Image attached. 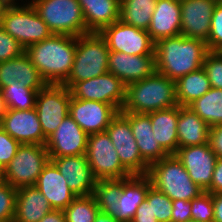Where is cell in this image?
<instances>
[{
  "instance_id": "6da1fadb",
  "label": "cell",
  "mask_w": 222,
  "mask_h": 222,
  "mask_svg": "<svg viewBox=\"0 0 222 222\" xmlns=\"http://www.w3.org/2000/svg\"><path fill=\"white\" fill-rule=\"evenodd\" d=\"M207 52L206 42L198 38L180 34L159 39L154 48L156 71L176 81L202 68Z\"/></svg>"
},
{
  "instance_id": "7a4b0ae2",
  "label": "cell",
  "mask_w": 222,
  "mask_h": 222,
  "mask_svg": "<svg viewBox=\"0 0 222 222\" xmlns=\"http://www.w3.org/2000/svg\"><path fill=\"white\" fill-rule=\"evenodd\" d=\"M75 51L76 37L61 34H52L25 49L47 84H62L68 78Z\"/></svg>"
},
{
  "instance_id": "3957f363",
  "label": "cell",
  "mask_w": 222,
  "mask_h": 222,
  "mask_svg": "<svg viewBox=\"0 0 222 222\" xmlns=\"http://www.w3.org/2000/svg\"><path fill=\"white\" fill-rule=\"evenodd\" d=\"M177 105L175 81L155 71L126 86V99L120 112L147 114Z\"/></svg>"
},
{
  "instance_id": "277c9868",
  "label": "cell",
  "mask_w": 222,
  "mask_h": 222,
  "mask_svg": "<svg viewBox=\"0 0 222 222\" xmlns=\"http://www.w3.org/2000/svg\"><path fill=\"white\" fill-rule=\"evenodd\" d=\"M109 48L97 32L76 37L75 58L68 75L62 83L70 88L75 82L102 76L108 72Z\"/></svg>"
},
{
  "instance_id": "5b68a950",
  "label": "cell",
  "mask_w": 222,
  "mask_h": 222,
  "mask_svg": "<svg viewBox=\"0 0 222 222\" xmlns=\"http://www.w3.org/2000/svg\"><path fill=\"white\" fill-rule=\"evenodd\" d=\"M146 176L154 188L167 195L172 201L177 199L191 201L203 193L189 177L175 154H170L149 165Z\"/></svg>"
},
{
  "instance_id": "8992f818",
  "label": "cell",
  "mask_w": 222,
  "mask_h": 222,
  "mask_svg": "<svg viewBox=\"0 0 222 222\" xmlns=\"http://www.w3.org/2000/svg\"><path fill=\"white\" fill-rule=\"evenodd\" d=\"M32 6L53 34L81 36L86 22L78 0H33Z\"/></svg>"
},
{
  "instance_id": "52a82bcc",
  "label": "cell",
  "mask_w": 222,
  "mask_h": 222,
  "mask_svg": "<svg viewBox=\"0 0 222 222\" xmlns=\"http://www.w3.org/2000/svg\"><path fill=\"white\" fill-rule=\"evenodd\" d=\"M0 26L16 39L24 49L53 34L29 2L24 6L17 3L11 4L2 17Z\"/></svg>"
},
{
  "instance_id": "ba28073f",
  "label": "cell",
  "mask_w": 222,
  "mask_h": 222,
  "mask_svg": "<svg viewBox=\"0 0 222 222\" xmlns=\"http://www.w3.org/2000/svg\"><path fill=\"white\" fill-rule=\"evenodd\" d=\"M49 160L45 145L21 144L15 157L4 169V181L16 189L34 186Z\"/></svg>"
},
{
  "instance_id": "9c48e42d",
  "label": "cell",
  "mask_w": 222,
  "mask_h": 222,
  "mask_svg": "<svg viewBox=\"0 0 222 222\" xmlns=\"http://www.w3.org/2000/svg\"><path fill=\"white\" fill-rule=\"evenodd\" d=\"M86 157L98 181L133 176L122 165L107 131L93 133L88 136Z\"/></svg>"
},
{
  "instance_id": "30bf717a",
  "label": "cell",
  "mask_w": 222,
  "mask_h": 222,
  "mask_svg": "<svg viewBox=\"0 0 222 222\" xmlns=\"http://www.w3.org/2000/svg\"><path fill=\"white\" fill-rule=\"evenodd\" d=\"M70 100V90L63 84H47L38 91L35 108L46 138L69 115Z\"/></svg>"
},
{
  "instance_id": "8fae6325",
  "label": "cell",
  "mask_w": 222,
  "mask_h": 222,
  "mask_svg": "<svg viewBox=\"0 0 222 222\" xmlns=\"http://www.w3.org/2000/svg\"><path fill=\"white\" fill-rule=\"evenodd\" d=\"M99 33L105 39L109 51L124 52L129 55H155V42L147 30L118 20Z\"/></svg>"
},
{
  "instance_id": "7c38bea8",
  "label": "cell",
  "mask_w": 222,
  "mask_h": 222,
  "mask_svg": "<svg viewBox=\"0 0 222 222\" xmlns=\"http://www.w3.org/2000/svg\"><path fill=\"white\" fill-rule=\"evenodd\" d=\"M69 90L71 96L76 99L107 103L113 105L119 112L126 99V85L109 72L102 76L75 82Z\"/></svg>"
},
{
  "instance_id": "4fadbf2b",
  "label": "cell",
  "mask_w": 222,
  "mask_h": 222,
  "mask_svg": "<svg viewBox=\"0 0 222 222\" xmlns=\"http://www.w3.org/2000/svg\"><path fill=\"white\" fill-rule=\"evenodd\" d=\"M122 165L132 175H146L149 164L141 157L129 121L120 113L106 129Z\"/></svg>"
},
{
  "instance_id": "5bb4252c",
  "label": "cell",
  "mask_w": 222,
  "mask_h": 222,
  "mask_svg": "<svg viewBox=\"0 0 222 222\" xmlns=\"http://www.w3.org/2000/svg\"><path fill=\"white\" fill-rule=\"evenodd\" d=\"M189 177L203 192L211 193V182L217 161V156L209 144L178 148L175 153Z\"/></svg>"
},
{
  "instance_id": "9a60e30c",
  "label": "cell",
  "mask_w": 222,
  "mask_h": 222,
  "mask_svg": "<svg viewBox=\"0 0 222 222\" xmlns=\"http://www.w3.org/2000/svg\"><path fill=\"white\" fill-rule=\"evenodd\" d=\"M118 112L113 105L71 96L69 115L88 135L106 131Z\"/></svg>"
},
{
  "instance_id": "2e32d148",
  "label": "cell",
  "mask_w": 222,
  "mask_h": 222,
  "mask_svg": "<svg viewBox=\"0 0 222 222\" xmlns=\"http://www.w3.org/2000/svg\"><path fill=\"white\" fill-rule=\"evenodd\" d=\"M88 134L67 115L58 128L47 138L49 158L86 155Z\"/></svg>"
},
{
  "instance_id": "e0dca14e",
  "label": "cell",
  "mask_w": 222,
  "mask_h": 222,
  "mask_svg": "<svg viewBox=\"0 0 222 222\" xmlns=\"http://www.w3.org/2000/svg\"><path fill=\"white\" fill-rule=\"evenodd\" d=\"M0 127L20 144L46 145L47 138L42 131L36 108L7 109Z\"/></svg>"
},
{
  "instance_id": "ac0fdd59",
  "label": "cell",
  "mask_w": 222,
  "mask_h": 222,
  "mask_svg": "<svg viewBox=\"0 0 222 222\" xmlns=\"http://www.w3.org/2000/svg\"><path fill=\"white\" fill-rule=\"evenodd\" d=\"M219 0H180L181 34L187 38L208 40L211 17Z\"/></svg>"
},
{
  "instance_id": "d6986e66",
  "label": "cell",
  "mask_w": 222,
  "mask_h": 222,
  "mask_svg": "<svg viewBox=\"0 0 222 222\" xmlns=\"http://www.w3.org/2000/svg\"><path fill=\"white\" fill-rule=\"evenodd\" d=\"M66 179L68 187L76 196L92 195L97 178L88 163L86 155L50 158Z\"/></svg>"
},
{
  "instance_id": "ffe728a7",
  "label": "cell",
  "mask_w": 222,
  "mask_h": 222,
  "mask_svg": "<svg viewBox=\"0 0 222 222\" xmlns=\"http://www.w3.org/2000/svg\"><path fill=\"white\" fill-rule=\"evenodd\" d=\"M155 71V55H129L110 51L108 72L121 79L126 86L147 78Z\"/></svg>"
},
{
  "instance_id": "44dd1931",
  "label": "cell",
  "mask_w": 222,
  "mask_h": 222,
  "mask_svg": "<svg viewBox=\"0 0 222 222\" xmlns=\"http://www.w3.org/2000/svg\"><path fill=\"white\" fill-rule=\"evenodd\" d=\"M34 186L55 210H64L77 197L51 160L44 166Z\"/></svg>"
},
{
  "instance_id": "7402d4cb",
  "label": "cell",
  "mask_w": 222,
  "mask_h": 222,
  "mask_svg": "<svg viewBox=\"0 0 222 222\" xmlns=\"http://www.w3.org/2000/svg\"><path fill=\"white\" fill-rule=\"evenodd\" d=\"M120 113L129 121L141 157L149 165L169 155L156 141L148 114L133 112Z\"/></svg>"
},
{
  "instance_id": "603a6c76",
  "label": "cell",
  "mask_w": 222,
  "mask_h": 222,
  "mask_svg": "<svg viewBox=\"0 0 222 222\" xmlns=\"http://www.w3.org/2000/svg\"><path fill=\"white\" fill-rule=\"evenodd\" d=\"M147 32L154 42L162 38L180 35V0H157Z\"/></svg>"
},
{
  "instance_id": "cb8c5ba5",
  "label": "cell",
  "mask_w": 222,
  "mask_h": 222,
  "mask_svg": "<svg viewBox=\"0 0 222 222\" xmlns=\"http://www.w3.org/2000/svg\"><path fill=\"white\" fill-rule=\"evenodd\" d=\"M150 186L146 175L122 178V192L113 214L122 222H131L138 206L146 199Z\"/></svg>"
},
{
  "instance_id": "d4e9b609",
  "label": "cell",
  "mask_w": 222,
  "mask_h": 222,
  "mask_svg": "<svg viewBox=\"0 0 222 222\" xmlns=\"http://www.w3.org/2000/svg\"><path fill=\"white\" fill-rule=\"evenodd\" d=\"M86 22V34L99 33L120 20V0H78Z\"/></svg>"
},
{
  "instance_id": "484cf974",
  "label": "cell",
  "mask_w": 222,
  "mask_h": 222,
  "mask_svg": "<svg viewBox=\"0 0 222 222\" xmlns=\"http://www.w3.org/2000/svg\"><path fill=\"white\" fill-rule=\"evenodd\" d=\"M53 208L35 187L17 189V200L13 222H39Z\"/></svg>"
},
{
  "instance_id": "4316f807",
  "label": "cell",
  "mask_w": 222,
  "mask_h": 222,
  "mask_svg": "<svg viewBox=\"0 0 222 222\" xmlns=\"http://www.w3.org/2000/svg\"><path fill=\"white\" fill-rule=\"evenodd\" d=\"M209 126L189 107L178 105V148L208 143Z\"/></svg>"
},
{
  "instance_id": "83f0119b",
  "label": "cell",
  "mask_w": 222,
  "mask_h": 222,
  "mask_svg": "<svg viewBox=\"0 0 222 222\" xmlns=\"http://www.w3.org/2000/svg\"><path fill=\"white\" fill-rule=\"evenodd\" d=\"M158 144L170 155L178 150L177 121L178 105L172 108L147 113Z\"/></svg>"
},
{
  "instance_id": "f1b7e54d",
  "label": "cell",
  "mask_w": 222,
  "mask_h": 222,
  "mask_svg": "<svg viewBox=\"0 0 222 222\" xmlns=\"http://www.w3.org/2000/svg\"><path fill=\"white\" fill-rule=\"evenodd\" d=\"M175 88L178 105L188 107L203 96L211 86L205 70L200 68L177 79Z\"/></svg>"
},
{
  "instance_id": "f546056e",
  "label": "cell",
  "mask_w": 222,
  "mask_h": 222,
  "mask_svg": "<svg viewBox=\"0 0 222 222\" xmlns=\"http://www.w3.org/2000/svg\"><path fill=\"white\" fill-rule=\"evenodd\" d=\"M157 0H120V20L147 30L150 26Z\"/></svg>"
},
{
  "instance_id": "4dcf8cb0",
  "label": "cell",
  "mask_w": 222,
  "mask_h": 222,
  "mask_svg": "<svg viewBox=\"0 0 222 222\" xmlns=\"http://www.w3.org/2000/svg\"><path fill=\"white\" fill-rule=\"evenodd\" d=\"M188 107L209 127L222 124V89L211 87Z\"/></svg>"
},
{
  "instance_id": "1f68e13d",
  "label": "cell",
  "mask_w": 222,
  "mask_h": 222,
  "mask_svg": "<svg viewBox=\"0 0 222 222\" xmlns=\"http://www.w3.org/2000/svg\"><path fill=\"white\" fill-rule=\"evenodd\" d=\"M122 192V179L99 180L92 196L101 212L113 213Z\"/></svg>"
},
{
  "instance_id": "d6a6232c",
  "label": "cell",
  "mask_w": 222,
  "mask_h": 222,
  "mask_svg": "<svg viewBox=\"0 0 222 222\" xmlns=\"http://www.w3.org/2000/svg\"><path fill=\"white\" fill-rule=\"evenodd\" d=\"M7 109L30 110L35 108L38 91L13 82L1 89Z\"/></svg>"
},
{
  "instance_id": "836d02e7",
  "label": "cell",
  "mask_w": 222,
  "mask_h": 222,
  "mask_svg": "<svg viewBox=\"0 0 222 222\" xmlns=\"http://www.w3.org/2000/svg\"><path fill=\"white\" fill-rule=\"evenodd\" d=\"M99 211L92 195L77 196L63 210L66 222H94Z\"/></svg>"
},
{
  "instance_id": "e575fe53",
  "label": "cell",
  "mask_w": 222,
  "mask_h": 222,
  "mask_svg": "<svg viewBox=\"0 0 222 222\" xmlns=\"http://www.w3.org/2000/svg\"><path fill=\"white\" fill-rule=\"evenodd\" d=\"M16 80L23 86L36 91L47 85L26 52L16 57Z\"/></svg>"
},
{
  "instance_id": "d590c367",
  "label": "cell",
  "mask_w": 222,
  "mask_h": 222,
  "mask_svg": "<svg viewBox=\"0 0 222 222\" xmlns=\"http://www.w3.org/2000/svg\"><path fill=\"white\" fill-rule=\"evenodd\" d=\"M146 200L151 204V212L158 222H171L172 200L152 185L148 189Z\"/></svg>"
},
{
  "instance_id": "8d00e7d4",
  "label": "cell",
  "mask_w": 222,
  "mask_h": 222,
  "mask_svg": "<svg viewBox=\"0 0 222 222\" xmlns=\"http://www.w3.org/2000/svg\"><path fill=\"white\" fill-rule=\"evenodd\" d=\"M17 189L6 181L0 182V222H13Z\"/></svg>"
},
{
  "instance_id": "74e56055",
  "label": "cell",
  "mask_w": 222,
  "mask_h": 222,
  "mask_svg": "<svg viewBox=\"0 0 222 222\" xmlns=\"http://www.w3.org/2000/svg\"><path fill=\"white\" fill-rule=\"evenodd\" d=\"M202 68L209 78L210 86L222 89V51H208Z\"/></svg>"
},
{
  "instance_id": "f35d334b",
  "label": "cell",
  "mask_w": 222,
  "mask_h": 222,
  "mask_svg": "<svg viewBox=\"0 0 222 222\" xmlns=\"http://www.w3.org/2000/svg\"><path fill=\"white\" fill-rule=\"evenodd\" d=\"M191 215L192 219L200 222H213V194L203 192L197 198L191 200Z\"/></svg>"
},
{
  "instance_id": "ab89813d",
  "label": "cell",
  "mask_w": 222,
  "mask_h": 222,
  "mask_svg": "<svg viewBox=\"0 0 222 222\" xmlns=\"http://www.w3.org/2000/svg\"><path fill=\"white\" fill-rule=\"evenodd\" d=\"M206 45L208 51H222V0L218 1L214 8Z\"/></svg>"
},
{
  "instance_id": "60d3db41",
  "label": "cell",
  "mask_w": 222,
  "mask_h": 222,
  "mask_svg": "<svg viewBox=\"0 0 222 222\" xmlns=\"http://www.w3.org/2000/svg\"><path fill=\"white\" fill-rule=\"evenodd\" d=\"M24 47L0 26V62L18 57Z\"/></svg>"
},
{
  "instance_id": "b9f144b4",
  "label": "cell",
  "mask_w": 222,
  "mask_h": 222,
  "mask_svg": "<svg viewBox=\"0 0 222 222\" xmlns=\"http://www.w3.org/2000/svg\"><path fill=\"white\" fill-rule=\"evenodd\" d=\"M21 144L0 127V166L4 170Z\"/></svg>"
},
{
  "instance_id": "7bdbcfd3",
  "label": "cell",
  "mask_w": 222,
  "mask_h": 222,
  "mask_svg": "<svg viewBox=\"0 0 222 222\" xmlns=\"http://www.w3.org/2000/svg\"><path fill=\"white\" fill-rule=\"evenodd\" d=\"M172 206L171 222H185L192 219L191 201L173 200Z\"/></svg>"
},
{
  "instance_id": "ee69618b",
  "label": "cell",
  "mask_w": 222,
  "mask_h": 222,
  "mask_svg": "<svg viewBox=\"0 0 222 222\" xmlns=\"http://www.w3.org/2000/svg\"><path fill=\"white\" fill-rule=\"evenodd\" d=\"M16 80V57L0 62V89L11 86Z\"/></svg>"
},
{
  "instance_id": "f6af8a7d",
  "label": "cell",
  "mask_w": 222,
  "mask_h": 222,
  "mask_svg": "<svg viewBox=\"0 0 222 222\" xmlns=\"http://www.w3.org/2000/svg\"><path fill=\"white\" fill-rule=\"evenodd\" d=\"M208 144L217 158H222V124L209 127Z\"/></svg>"
},
{
  "instance_id": "bcb514c9",
  "label": "cell",
  "mask_w": 222,
  "mask_h": 222,
  "mask_svg": "<svg viewBox=\"0 0 222 222\" xmlns=\"http://www.w3.org/2000/svg\"><path fill=\"white\" fill-rule=\"evenodd\" d=\"M131 222H158L156 216L151 212V204L146 199L138 206Z\"/></svg>"
},
{
  "instance_id": "7dc6e473",
  "label": "cell",
  "mask_w": 222,
  "mask_h": 222,
  "mask_svg": "<svg viewBox=\"0 0 222 222\" xmlns=\"http://www.w3.org/2000/svg\"><path fill=\"white\" fill-rule=\"evenodd\" d=\"M222 192V158H218L213 172L211 182V193L217 194Z\"/></svg>"
},
{
  "instance_id": "c3c4849f",
  "label": "cell",
  "mask_w": 222,
  "mask_h": 222,
  "mask_svg": "<svg viewBox=\"0 0 222 222\" xmlns=\"http://www.w3.org/2000/svg\"><path fill=\"white\" fill-rule=\"evenodd\" d=\"M213 208V222H222V192L213 194Z\"/></svg>"
},
{
  "instance_id": "681fc988",
  "label": "cell",
  "mask_w": 222,
  "mask_h": 222,
  "mask_svg": "<svg viewBox=\"0 0 222 222\" xmlns=\"http://www.w3.org/2000/svg\"><path fill=\"white\" fill-rule=\"evenodd\" d=\"M39 222H66L63 210L53 209L47 213Z\"/></svg>"
},
{
  "instance_id": "f907efd6",
  "label": "cell",
  "mask_w": 222,
  "mask_h": 222,
  "mask_svg": "<svg viewBox=\"0 0 222 222\" xmlns=\"http://www.w3.org/2000/svg\"><path fill=\"white\" fill-rule=\"evenodd\" d=\"M94 222H122L113 213L99 211Z\"/></svg>"
},
{
  "instance_id": "816d5d0a",
  "label": "cell",
  "mask_w": 222,
  "mask_h": 222,
  "mask_svg": "<svg viewBox=\"0 0 222 222\" xmlns=\"http://www.w3.org/2000/svg\"><path fill=\"white\" fill-rule=\"evenodd\" d=\"M11 4L9 0H0V22Z\"/></svg>"
},
{
  "instance_id": "f5cc1de1",
  "label": "cell",
  "mask_w": 222,
  "mask_h": 222,
  "mask_svg": "<svg viewBox=\"0 0 222 222\" xmlns=\"http://www.w3.org/2000/svg\"><path fill=\"white\" fill-rule=\"evenodd\" d=\"M7 112V106L5 103V99L3 97L2 91L0 89V121L4 117Z\"/></svg>"
},
{
  "instance_id": "db71d44e",
  "label": "cell",
  "mask_w": 222,
  "mask_h": 222,
  "mask_svg": "<svg viewBox=\"0 0 222 222\" xmlns=\"http://www.w3.org/2000/svg\"><path fill=\"white\" fill-rule=\"evenodd\" d=\"M4 180V170L0 166V182Z\"/></svg>"
},
{
  "instance_id": "11a10c76",
  "label": "cell",
  "mask_w": 222,
  "mask_h": 222,
  "mask_svg": "<svg viewBox=\"0 0 222 222\" xmlns=\"http://www.w3.org/2000/svg\"><path fill=\"white\" fill-rule=\"evenodd\" d=\"M185 222H200V221H197V220H194V219H190V220H187Z\"/></svg>"
},
{
  "instance_id": "9f6ffc18",
  "label": "cell",
  "mask_w": 222,
  "mask_h": 222,
  "mask_svg": "<svg viewBox=\"0 0 222 222\" xmlns=\"http://www.w3.org/2000/svg\"><path fill=\"white\" fill-rule=\"evenodd\" d=\"M9 1H10L12 4H14V3H15V2H14L15 0H9Z\"/></svg>"
}]
</instances>
